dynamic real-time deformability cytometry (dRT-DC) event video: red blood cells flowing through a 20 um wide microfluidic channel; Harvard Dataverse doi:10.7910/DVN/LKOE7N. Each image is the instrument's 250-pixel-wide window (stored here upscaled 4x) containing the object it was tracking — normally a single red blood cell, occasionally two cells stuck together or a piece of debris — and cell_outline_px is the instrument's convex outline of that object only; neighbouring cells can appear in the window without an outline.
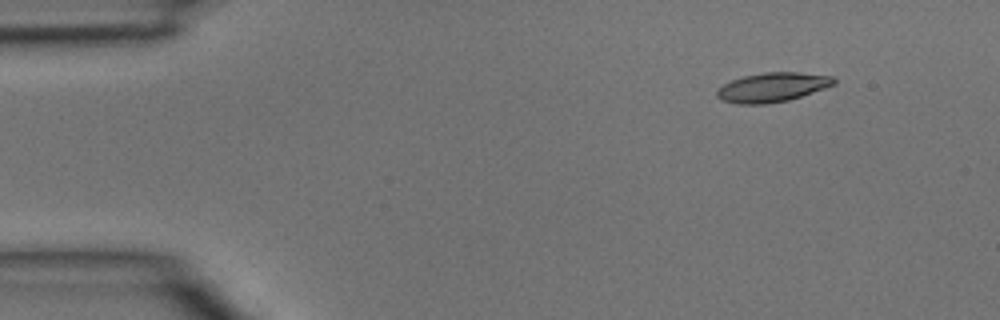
{"species": "common noctule bat (a hibernating species)", "species_latin": "Nyctalus noctula", "temperature_condition": "room temperature", "stored_images_in_passage": 3, "camera_frame_rate_fps": 3000, "um_per_image_px": 0.085, "animal": {"sex": "male", "body_mass_g": 15.6}, "frame": {"image": 1, "passage_image": 1, "time_ms": 0.0, "image_size_px": [1000, 320], "cell_outline_px": [[836, 84], [788, 100], [764, 104], [740, 104], [720, 100], [716, 96], [716, 92], [724, 84], [732, 80], [744, 76], [764, 72], [800, 72], [832, 76], [836, 80]], "centroid_in_image_um": [65.65, 7.41], "position_along_channel_um": 19.4, "area_um2": 19.83}}
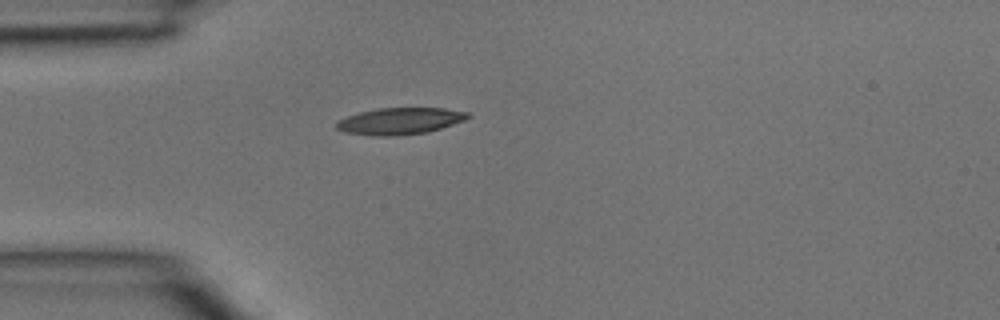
{"frame": {"image": 2, "passage_image": 3, "time_ms": 0.667, "image_size_px": [1000, 320], "cell_outline_px": [[472, 116], [464, 120], [428, 132], [400, 136], [376, 136], [344, 132], [336, 128], [336, 124], [340, 120], [348, 116], [360, 112], [376, 108], [444, 108], [468, 112]], "centroid_in_image_um": [34.01, 10.29], "position_along_channel_um": 51.0, "area_um2": 20.4}}